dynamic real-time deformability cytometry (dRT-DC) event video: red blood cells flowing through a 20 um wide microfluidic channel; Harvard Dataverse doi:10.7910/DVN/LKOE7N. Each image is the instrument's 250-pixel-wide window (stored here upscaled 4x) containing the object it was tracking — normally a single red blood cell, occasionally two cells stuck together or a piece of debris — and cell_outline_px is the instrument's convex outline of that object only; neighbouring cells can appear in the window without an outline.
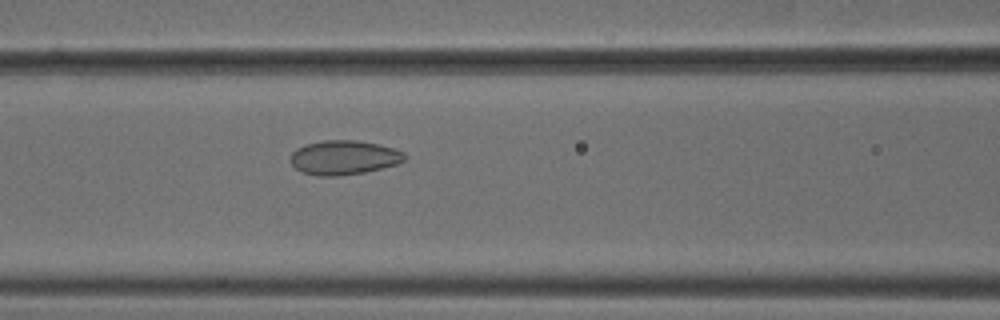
{"species": "common noctule bat (a hibernating species)", "species_latin": "Nyctalus noctula", "temperature_condition": "cold", "stored_images_in_passage": 53, "camera_frame_rate_fps": 3000, "um_per_image_px": 0.085, "animal": {"sex": "male", "body_mass_g": 18.8}, "frame": {"image": 1, "passage_image": 23, "time_ms": 7.333, "image_size_px": [1000, 320], "cell_outline_px": [[408, 156], [404, 160], [396, 164], [364, 172], [336, 176], [320, 176], [300, 172], [288, 160], [292, 152], [296, 148], [304, 144], [324, 140], [356, 140], [376, 144], [392, 148], [404, 152]], "centroid_in_image_um": [29.18, 13.39], "position_along_channel_um": 137.4, "area_um2": 22.83}}
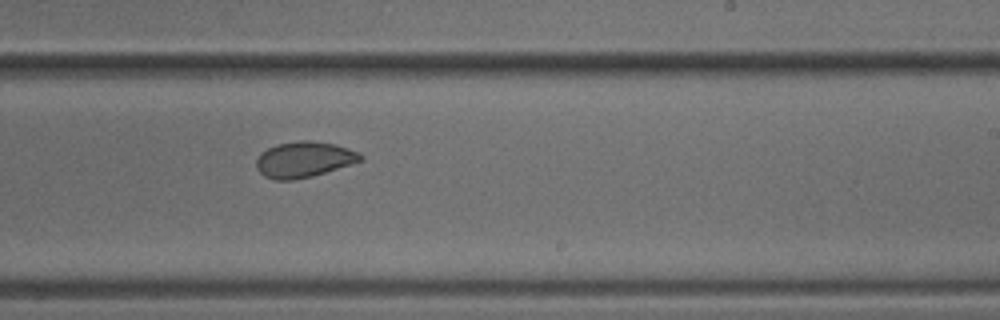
{"frame": {"image": 2, "passage_image": 33, "time_ms": 10.667, "image_size_px": [1000, 320], "cell_outline_px": [[364, 160], [352, 164], [312, 176], [292, 180], [276, 180], [264, 176], [256, 168], [256, 160], [260, 152], [276, 144], [300, 140], [312, 140], [336, 144], [360, 152], [364, 156]], "centroid_in_image_um": [25.85, 13.54], "position_along_channel_um": 263.1, "area_um2": 21.96}}
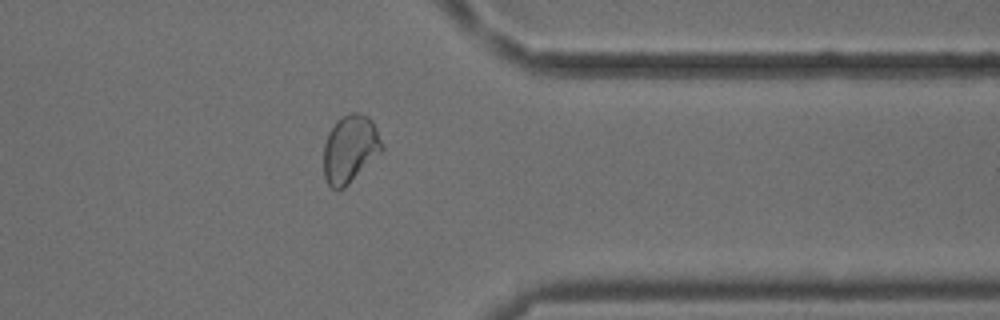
{"frame": {"image": 3, "passage_image": 43, "time_ms": 14.0, "image_size_px": [1000, 320], "cell_outline_px": [[384, 148], [344, 188], [336, 192], [328, 184], [324, 176], [324, 144], [328, 132], [336, 120], [352, 112], [356, 112], [368, 116], [372, 120], [384, 144]], "centroid_in_image_um": [29.74, 12.65], "position_along_channel_um": 381.7, "area_um2": 22.95}, "authors_computed_cell_mechanics": {"area_um2": 23.8714, "velocity_mm_per_s": 3.775, "shape_relaxation_time_tau1_ms": 2.7284, "shape_relaxation_time_tau2_ms": 1.571, "deformation_change_tau1": 0.0729, "deformation_change_tau2": 0.0431}}